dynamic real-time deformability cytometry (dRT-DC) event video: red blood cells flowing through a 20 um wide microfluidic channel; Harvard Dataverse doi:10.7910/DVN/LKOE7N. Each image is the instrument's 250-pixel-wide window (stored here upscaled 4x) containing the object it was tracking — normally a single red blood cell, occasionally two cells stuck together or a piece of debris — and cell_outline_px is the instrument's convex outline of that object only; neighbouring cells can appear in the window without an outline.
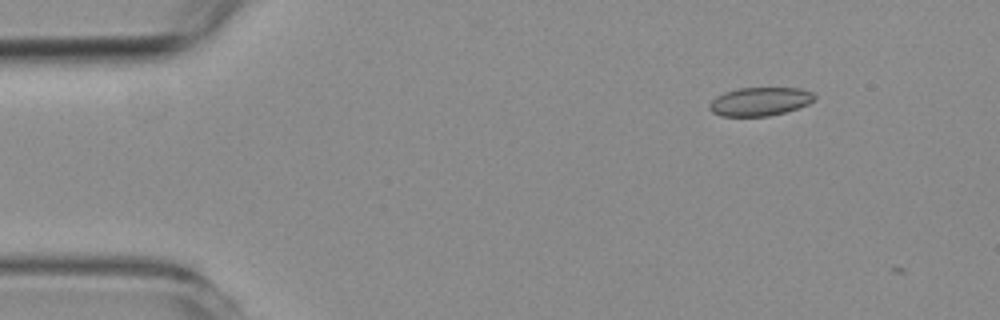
{"species": "common noctule bat (a hibernating species)", "species_latin": "Nyctalus noctula", "temperature_condition": "room temperature", "stored_images_in_passage": 12, "camera_frame_rate_fps": 3000, "um_per_image_px": 0.085, "animal": {"sex": "female", "body_mass_g": 19.3, "forearm_length_mm": 54.1}, "frame": {"image": 1, "passage_image": 3, "time_ms": 0.667, "image_size_px": [1000, 320], "cell_outline_px": [[816, 100], [808, 104], [784, 112], [768, 116], [720, 116], [712, 112], [708, 108], [708, 104], [716, 96], [724, 92], [740, 88], [800, 88], [812, 92], [816, 96]], "centroid_in_image_um": [64.58, 8.63], "position_along_channel_um": 20.4, "area_um2": 17.51}}